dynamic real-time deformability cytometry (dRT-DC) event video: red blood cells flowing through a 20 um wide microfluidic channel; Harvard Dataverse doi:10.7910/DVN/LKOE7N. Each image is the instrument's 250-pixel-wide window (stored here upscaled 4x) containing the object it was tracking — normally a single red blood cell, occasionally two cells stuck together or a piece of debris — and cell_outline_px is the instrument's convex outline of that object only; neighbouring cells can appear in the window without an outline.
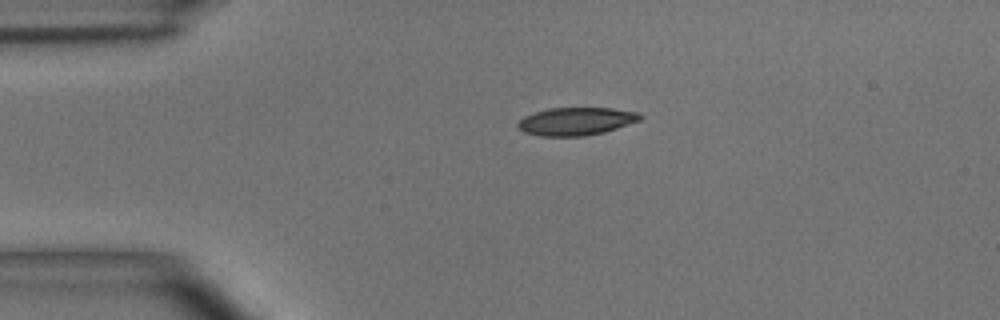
{"species": "common noctule bat (a hibernating species)", "species_latin": "Nyctalus noctula", "temperature_condition": "room temperature", "stored_images_in_passage": 3, "camera_frame_rate_fps": 3000, "um_per_image_px": 0.085, "animal": {"sex": "male", "body_mass_g": 15.6}, "frame": {"image": 1, "passage_image": 1, "time_ms": 0.0, "image_size_px": [1000, 320], "cell_outline_px": [[644, 116], [640, 120], [604, 132], [584, 136], [540, 136], [524, 132], [516, 128], [516, 124], [524, 116], [548, 108], [612, 108], [640, 112]], "centroid_in_image_um": [48.96, 10.31], "position_along_channel_um": 36.0, "area_um2": 19.94}}
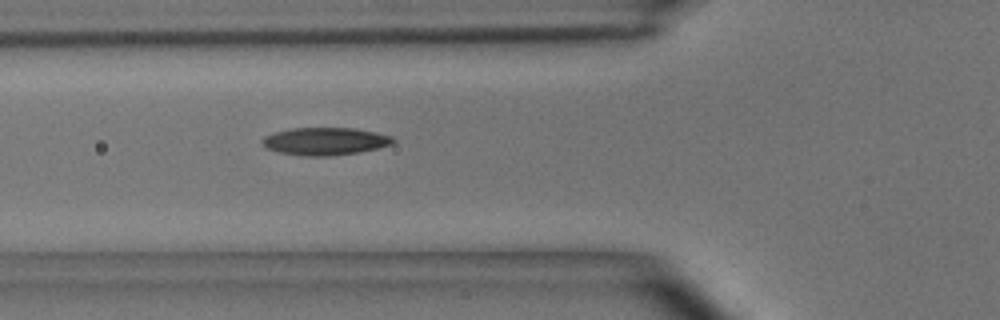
{"frame": {"image": 2, "passage_image": 3, "time_ms": 0.667, "image_size_px": [1000, 320], "cell_outline_px": [[396, 140], [392, 144], [360, 152], [332, 156], [304, 156], [280, 152], [264, 148], [260, 144], [260, 140], [264, 136], [276, 132], [292, 128], [352, 128], [376, 132], [392, 136]], "centroid_in_image_um": [27.6, 12.01], "position_along_channel_um": 98.2, "area_um2": 21.15}}